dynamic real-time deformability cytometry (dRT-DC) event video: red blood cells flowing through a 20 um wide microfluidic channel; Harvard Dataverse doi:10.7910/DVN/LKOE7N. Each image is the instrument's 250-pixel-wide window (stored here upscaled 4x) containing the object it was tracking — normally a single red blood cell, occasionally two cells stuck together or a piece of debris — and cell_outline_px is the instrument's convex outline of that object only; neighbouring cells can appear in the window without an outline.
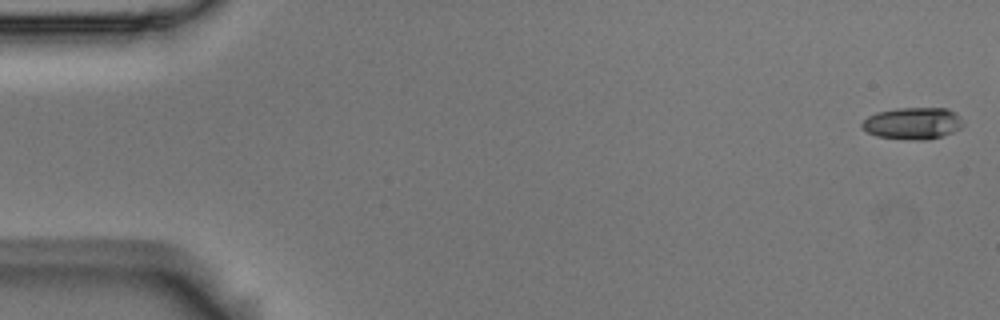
{"species": "Egyptian fruit bat (a non-hibernating species)", "species_latin": "Rousettus aegyptiacus", "temperature_condition": "room temperature", "stored_images_in_passage": 6, "camera_frame_rate_fps": 3000, "um_per_image_px": 0.085, "animal": {"sex": "male"}, "frame": {"image": 1, "passage_image": 1, "time_ms": 0.0, "image_size_px": [1000, 320], "cell_outline_px": [[964, 124], [960, 128], [952, 132], [928, 140], [916, 140], [876, 136], [868, 132], [860, 124], [868, 116], [876, 112], [896, 108], [948, 108], [956, 112], [960, 116]], "centroid_in_image_um": [77.6, 10.47], "position_along_channel_um": 7.4, "area_um2": 18.79}}